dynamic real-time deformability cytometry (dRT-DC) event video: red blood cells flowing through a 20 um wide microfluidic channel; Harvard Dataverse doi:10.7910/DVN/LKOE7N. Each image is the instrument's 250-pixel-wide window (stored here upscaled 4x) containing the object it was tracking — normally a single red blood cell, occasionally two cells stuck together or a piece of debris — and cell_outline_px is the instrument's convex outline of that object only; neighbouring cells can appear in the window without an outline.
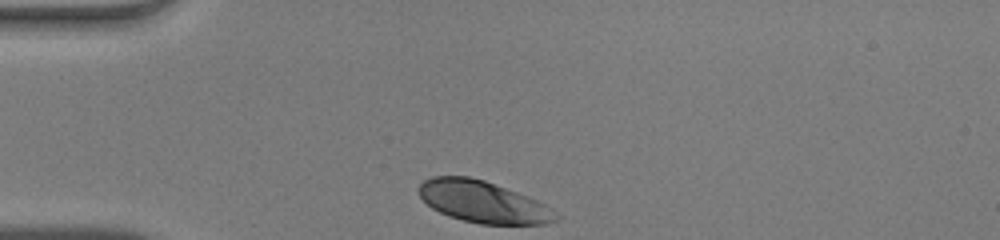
{"species": "human", "species_latin": "Homo sapiens", "temperature_condition": "warm", "stored_images_in_passage": 29, "camera_frame_rate_fps": 3000, "um_per_image_px": 0.085, "donor": {"sex": "male"}, "frame": {"image": 1, "passage_image": 1, "time_ms": 0.0, "image_size_px": [1000, 240], "cell_outline_px": [[560, 216], [556, 220], [548, 224], [480, 224], [448, 216], [432, 208], [416, 192], [416, 188], [424, 180], [432, 176], [468, 176], [484, 180], [516, 192], [536, 200], [552, 208]], "centroid_in_image_um": [41.03, 17.16], "position_along_channel_um": 44.0, "area_um2": 33.23}}
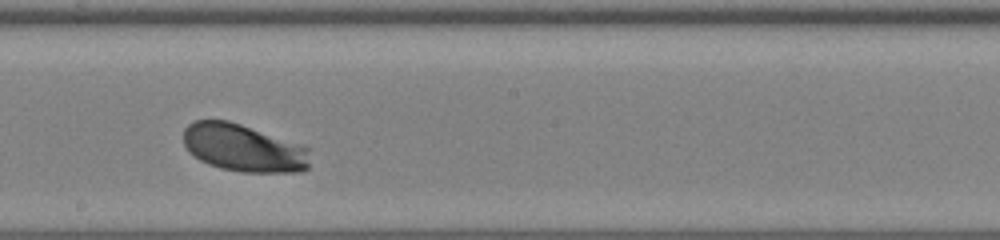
{"frame": {"image": 2, "passage_image": 17, "time_ms": 5.333, "image_size_px": [1000, 240], "cell_outline_px": [[308, 168], [304, 172], [244, 172], [220, 168], [208, 164], [200, 160], [188, 152], [184, 144], [184, 128], [188, 124], [196, 120], [228, 120], [304, 144], [308, 148]], "centroid_in_image_um": [20.71, 12.57], "position_along_channel_um": 227.5, "area_um2": 35.37}}
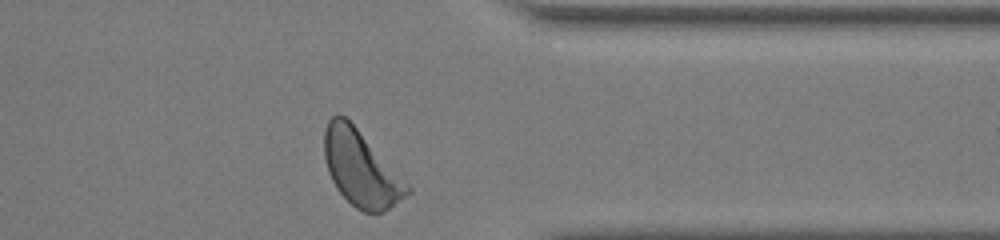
{"frame": {"image": 3, "passage_image": 29, "time_ms": 9.333, "image_size_px": [1000, 240], "cell_outline_px": [[412, 192], [384, 212], [364, 212], [356, 208], [336, 188], [328, 172], [324, 156], [324, 132], [328, 120], [332, 116], [340, 112], [356, 128], [412, 188]], "centroid_in_image_um": [30.66, 14.33], "position_along_channel_um": 380.7, "area_um2": 35.95}, "authors_computed_cell_mechanics": {"area_um2": 34.4488, "velocity_mm_per_s": 4.0026, "shape_relaxation_time_tau1_ms": 1.0648, "shape_relaxation_time_tau2_ms": null, "deformation_change_tau1": 0.1079, "deformation_change_tau2": null}}